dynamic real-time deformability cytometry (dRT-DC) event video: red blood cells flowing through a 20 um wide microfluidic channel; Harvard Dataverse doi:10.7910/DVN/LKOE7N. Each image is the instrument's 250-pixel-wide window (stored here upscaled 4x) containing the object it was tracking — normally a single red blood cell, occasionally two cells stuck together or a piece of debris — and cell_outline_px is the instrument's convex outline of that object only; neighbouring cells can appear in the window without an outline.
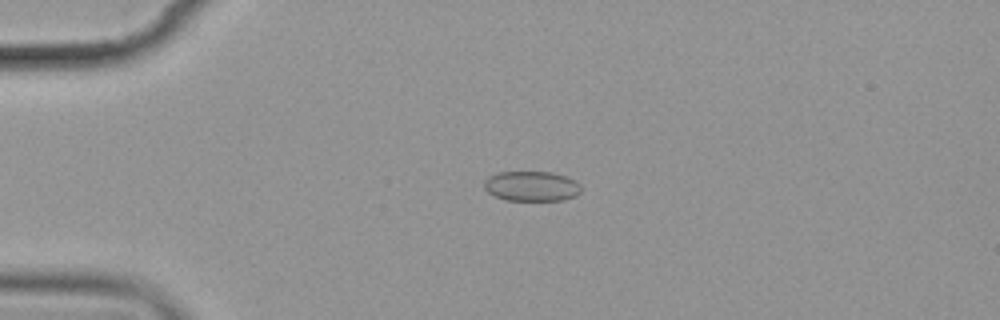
{"species": "common noctule bat (a hibernating species)", "species_latin": "Nyctalus noctula", "temperature_condition": "cold", "stored_images_in_passage": 5, "camera_frame_rate_fps": 3000, "um_per_image_px": 0.085, "animal": {"sex": "female", "body_mass_g": 19.9}, "frame": {"image": 1, "passage_image": 4, "time_ms": 3.333, "image_size_px": [1000, 320], "cell_outline_px": [[580, 192], [576, 196], [564, 200], [504, 200], [488, 192], [484, 188], [484, 180], [488, 176], [496, 172], [552, 172], [564, 176], [580, 184]], "centroid_in_image_um": [45.15, 15.82], "position_along_channel_um": 39.9, "area_um2": 16.94}}